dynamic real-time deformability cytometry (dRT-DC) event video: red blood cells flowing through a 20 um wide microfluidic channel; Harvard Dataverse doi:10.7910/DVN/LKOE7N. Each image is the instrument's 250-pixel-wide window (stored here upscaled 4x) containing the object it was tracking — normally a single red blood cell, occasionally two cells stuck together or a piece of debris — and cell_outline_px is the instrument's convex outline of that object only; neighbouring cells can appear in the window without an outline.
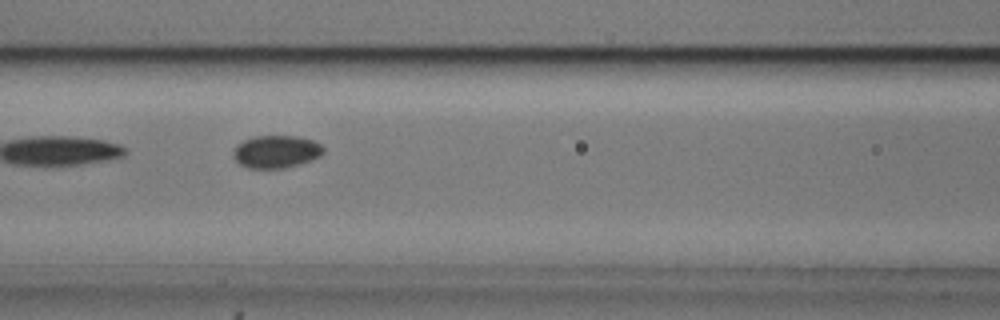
{"species": "common noctule bat (a hibernating species)", "species_latin": "Nyctalus noctula", "temperature_condition": "cold", "stored_images_in_passage": 5, "camera_frame_rate_fps": 3000, "um_per_image_px": 0.085, "animal": {"sex": "male", "body_mass_g": 20.5, "forearm_length_mm": 52.5}, "frame": {"image": 1, "passage_image": 5, "time_ms": 1.333, "image_size_px": [1000, 320], "cell_outline_px": [[324, 152], [320, 156], [300, 164], [284, 168], [248, 168], [240, 164], [232, 156], [232, 152], [236, 144], [252, 136], [296, 136], [312, 140], [320, 144], [324, 148]], "centroid_in_image_um": [23.45, 12.89], "position_along_channel_um": 143.2, "area_um2": 17.22}}